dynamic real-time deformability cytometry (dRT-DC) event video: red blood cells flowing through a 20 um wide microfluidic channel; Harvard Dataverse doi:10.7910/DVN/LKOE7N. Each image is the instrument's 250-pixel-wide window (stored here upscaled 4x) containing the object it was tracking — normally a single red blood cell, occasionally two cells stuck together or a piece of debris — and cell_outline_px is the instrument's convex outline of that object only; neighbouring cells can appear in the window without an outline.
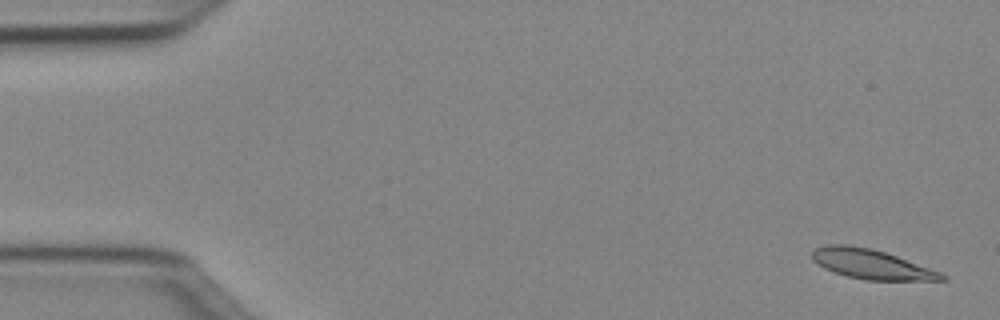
{"species": "Egyptian fruit bat (a non-hibernating species)", "species_latin": "Rousettus aegyptiacus", "temperature_condition": "cold", "stored_images_in_passage": 51, "camera_frame_rate_fps": 3000, "um_per_image_px": 0.085, "animal": {"sex": "female"}, "frame": {"image": 1, "passage_image": 2, "time_ms": 0.333, "image_size_px": [1000, 320], "cell_outline_px": [[948, 280], [864, 280], [848, 276], [824, 268], [812, 260], [812, 252], [816, 248], [828, 244], [848, 244], [868, 248], [884, 252], [896, 256], [940, 272], [948, 276]], "centroid_in_image_um": [74.05, 22.45], "position_along_channel_um": 10.9, "area_um2": 22.08}}
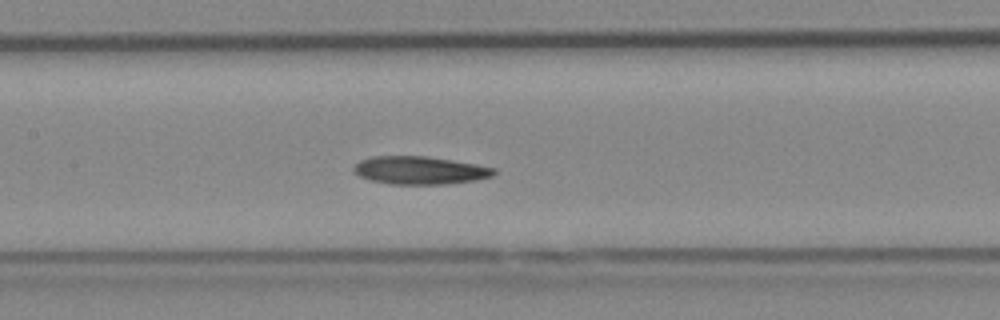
{"frame": {"image": 2, "passage_image": 24, "time_ms": 7.667, "image_size_px": [1000, 320], "cell_outline_px": [[496, 172], [492, 176], [476, 180], [448, 184], [392, 184], [372, 180], [360, 176], [352, 172], [352, 168], [360, 160], [372, 156], [428, 156], [476, 164], [496, 168]], "centroid_in_image_um": [35.69, 14.47], "position_along_channel_um": 171.7, "area_um2": 22.89}}
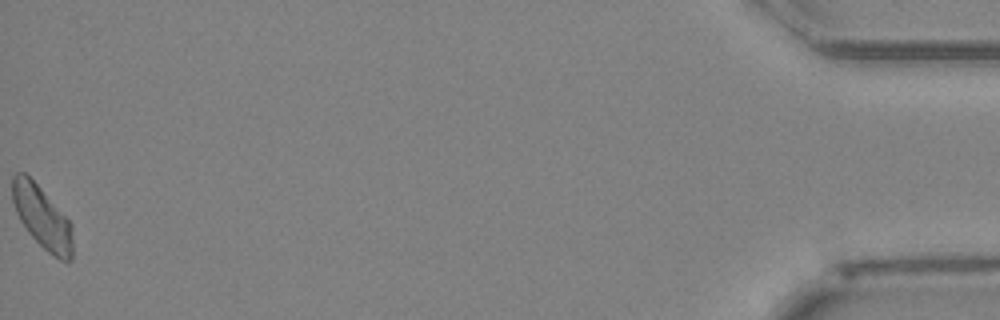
{"frame": {"image": 3, "passage_image": 51, "time_ms": 16.667, "image_size_px": [1000, 320], "cell_outline_px": [[72, 260], [60, 260], [48, 252], [28, 232], [20, 220], [16, 212], [12, 200], [12, 176], [16, 172], [24, 172], [40, 188], [72, 224]], "centroid_in_image_um": [3.56, 18.47], "position_along_channel_um": 431.6, "area_um2": 21.56}}